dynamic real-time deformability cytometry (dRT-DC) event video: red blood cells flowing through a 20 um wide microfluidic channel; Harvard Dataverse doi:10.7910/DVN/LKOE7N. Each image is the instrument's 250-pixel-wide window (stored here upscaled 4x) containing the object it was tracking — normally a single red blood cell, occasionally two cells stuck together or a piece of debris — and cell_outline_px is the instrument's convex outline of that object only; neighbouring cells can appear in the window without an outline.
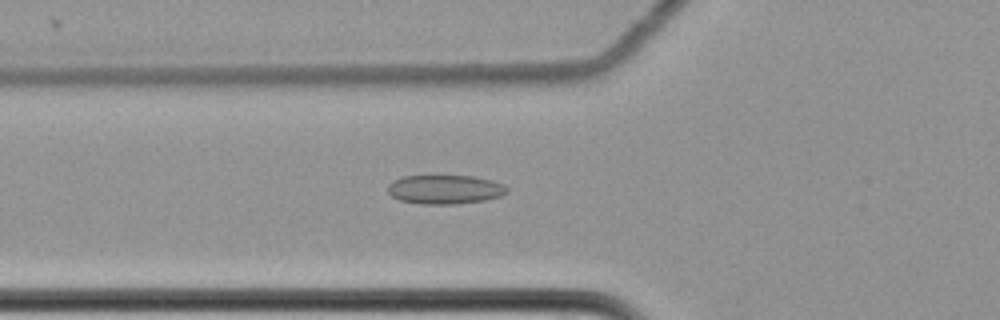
{"species": "common noctule bat (a hibernating species)", "species_latin": "Nyctalus noctula", "temperature_condition": "cold", "stored_images_in_passage": 61, "camera_frame_rate_fps": 3000, "um_per_image_px": 0.085, "animal": {"sex": "female", "body_mass_g": 22.7, "forearm_length_mm": 54.2}, "frame": {"image": 1, "passage_image": 24, "time_ms": 7.667, "image_size_px": [1000, 320], "cell_outline_px": [[508, 192], [500, 196], [484, 200], [456, 204], [420, 204], [400, 200], [392, 196], [388, 192], [388, 184], [392, 180], [404, 176], [476, 176], [492, 180], [504, 184], [508, 188]], "centroid_in_image_um": [37.83, 16.1], "position_along_channel_um": 88.0, "area_um2": 20.29}}
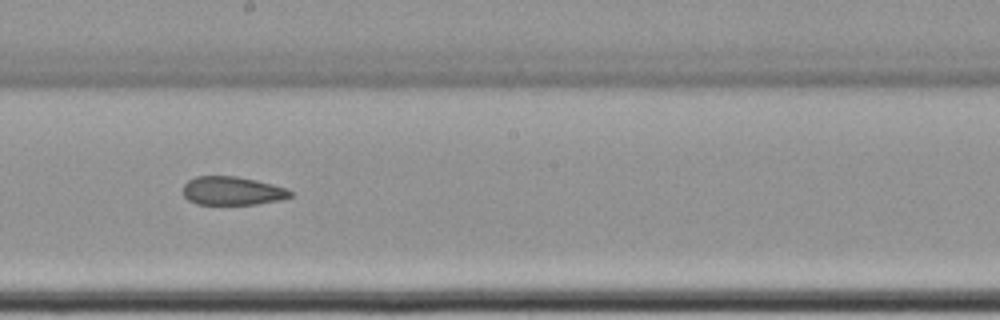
{"frame": {"image": 2, "passage_image": 36, "time_ms": 11.667, "image_size_px": [1000, 320], "cell_outline_px": [[292, 196], [280, 200], [256, 204], [196, 204], [188, 200], [184, 196], [184, 184], [188, 180], [196, 176], [236, 176], [256, 180], [288, 188], [292, 192]], "centroid_in_image_um": [19.75, 16.22], "position_along_channel_um": 228.4, "area_um2": 17.86}}
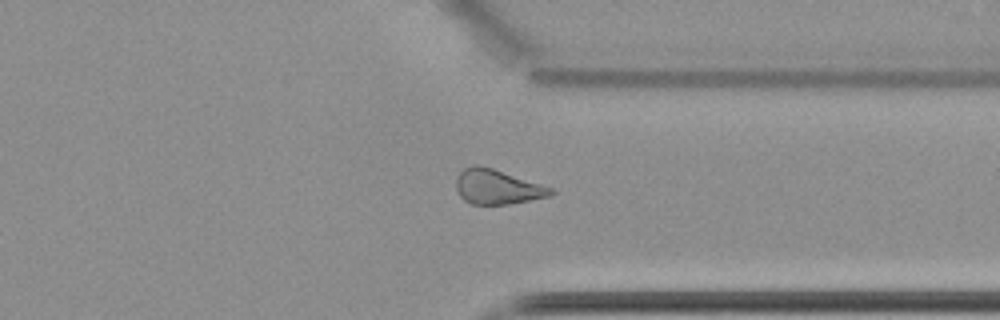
{"frame": {"image": 3, "passage_image": 48, "time_ms": 15.667, "image_size_px": [1000, 320], "cell_outline_px": [[556, 192], [552, 196], [508, 204], [472, 204], [464, 200], [460, 196], [456, 188], [456, 176], [464, 168], [472, 164], [480, 164], [552, 188]], "centroid_in_image_um": [42.25, 15.88], "position_along_channel_um": 369.2, "area_um2": 19.13}, "authors_computed_cell_mechanics": {"area_um2": 20.2878, "velocity_mm_per_s": 3.5098, "shape_relaxation_time_tau1_ms": null, "shape_relaxation_time_tau2_ms": 7.214, "deformation_change_tau1": null, "deformation_change_tau2": 0.1366}}